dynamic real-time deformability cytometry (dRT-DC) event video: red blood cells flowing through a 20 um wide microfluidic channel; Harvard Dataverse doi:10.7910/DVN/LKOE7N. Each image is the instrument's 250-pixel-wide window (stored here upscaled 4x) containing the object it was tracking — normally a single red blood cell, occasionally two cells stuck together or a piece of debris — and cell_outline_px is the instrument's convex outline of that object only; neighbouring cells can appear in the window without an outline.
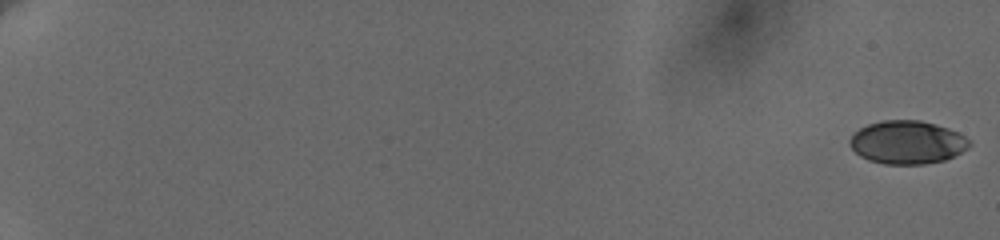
{"species": "human", "species_latin": "Homo sapiens", "temperature_condition": "cold", "stored_images_in_passage": 9, "camera_frame_rate_fps": 3000, "um_per_image_px": 0.085, "donor": {"sex": "female"}, "frame": {"image": 1, "passage_image": 1, "time_ms": 0.0, "image_size_px": [1000, 240], "cell_outline_px": [[972, 144], [968, 148], [944, 160], [924, 164], [884, 164], [868, 160], [860, 156], [848, 144], [848, 140], [860, 128], [868, 124], [884, 120], [920, 120], [948, 128], [964, 136]], "centroid_in_image_um": [77.09, 12.1], "position_along_channel_um": 7.9, "area_um2": 29.94}}